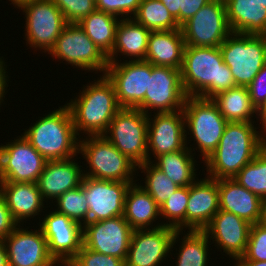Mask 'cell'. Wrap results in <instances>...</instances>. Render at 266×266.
Here are the masks:
<instances>
[{"mask_svg": "<svg viewBox=\"0 0 266 266\" xmlns=\"http://www.w3.org/2000/svg\"><path fill=\"white\" fill-rule=\"evenodd\" d=\"M254 122H228L217 148L204 161L207 176L213 179L233 178L266 146Z\"/></svg>", "mask_w": 266, "mask_h": 266, "instance_id": "obj_1", "label": "cell"}, {"mask_svg": "<svg viewBox=\"0 0 266 266\" xmlns=\"http://www.w3.org/2000/svg\"><path fill=\"white\" fill-rule=\"evenodd\" d=\"M181 81L187 96L205 99L237 86L219 47L185 46Z\"/></svg>", "mask_w": 266, "mask_h": 266, "instance_id": "obj_2", "label": "cell"}, {"mask_svg": "<svg viewBox=\"0 0 266 266\" xmlns=\"http://www.w3.org/2000/svg\"><path fill=\"white\" fill-rule=\"evenodd\" d=\"M85 86L76 99L66 105L70 109L76 134L105 135L110 122L121 109L113 83L106 75ZM79 131V132H78Z\"/></svg>", "mask_w": 266, "mask_h": 266, "instance_id": "obj_3", "label": "cell"}, {"mask_svg": "<svg viewBox=\"0 0 266 266\" xmlns=\"http://www.w3.org/2000/svg\"><path fill=\"white\" fill-rule=\"evenodd\" d=\"M23 134L47 161L74 158L79 150V138L66 104L38 119Z\"/></svg>", "mask_w": 266, "mask_h": 266, "instance_id": "obj_4", "label": "cell"}, {"mask_svg": "<svg viewBox=\"0 0 266 266\" xmlns=\"http://www.w3.org/2000/svg\"><path fill=\"white\" fill-rule=\"evenodd\" d=\"M86 140L79 139L78 154L81 153L86 160L89 171L84 176L99 180L119 182H134L137 166L122 154L106 137L85 136ZM86 172V173H85Z\"/></svg>", "mask_w": 266, "mask_h": 266, "instance_id": "obj_5", "label": "cell"}, {"mask_svg": "<svg viewBox=\"0 0 266 266\" xmlns=\"http://www.w3.org/2000/svg\"><path fill=\"white\" fill-rule=\"evenodd\" d=\"M219 48L237 86L248 87L266 63V35L231 33Z\"/></svg>", "mask_w": 266, "mask_h": 266, "instance_id": "obj_6", "label": "cell"}, {"mask_svg": "<svg viewBox=\"0 0 266 266\" xmlns=\"http://www.w3.org/2000/svg\"><path fill=\"white\" fill-rule=\"evenodd\" d=\"M186 130L196 141V148L205 161L217 148L228 121L218 110L212 99L187 96L183 107Z\"/></svg>", "mask_w": 266, "mask_h": 266, "instance_id": "obj_7", "label": "cell"}, {"mask_svg": "<svg viewBox=\"0 0 266 266\" xmlns=\"http://www.w3.org/2000/svg\"><path fill=\"white\" fill-rule=\"evenodd\" d=\"M103 136L136 166L148 161V115L140 109L121 108Z\"/></svg>", "mask_w": 266, "mask_h": 266, "instance_id": "obj_8", "label": "cell"}, {"mask_svg": "<svg viewBox=\"0 0 266 266\" xmlns=\"http://www.w3.org/2000/svg\"><path fill=\"white\" fill-rule=\"evenodd\" d=\"M25 12V37L30 47L48 52L68 22L52 0H29L20 4Z\"/></svg>", "mask_w": 266, "mask_h": 266, "instance_id": "obj_9", "label": "cell"}, {"mask_svg": "<svg viewBox=\"0 0 266 266\" xmlns=\"http://www.w3.org/2000/svg\"><path fill=\"white\" fill-rule=\"evenodd\" d=\"M48 54L75 68L99 71L103 75L108 66L107 57L77 23L65 26Z\"/></svg>", "mask_w": 266, "mask_h": 266, "instance_id": "obj_10", "label": "cell"}, {"mask_svg": "<svg viewBox=\"0 0 266 266\" xmlns=\"http://www.w3.org/2000/svg\"><path fill=\"white\" fill-rule=\"evenodd\" d=\"M186 46L219 47L232 33L225 2L212 0L182 26Z\"/></svg>", "mask_w": 266, "mask_h": 266, "instance_id": "obj_11", "label": "cell"}, {"mask_svg": "<svg viewBox=\"0 0 266 266\" xmlns=\"http://www.w3.org/2000/svg\"><path fill=\"white\" fill-rule=\"evenodd\" d=\"M12 141L0 145V182L37 183L47 160L23 134Z\"/></svg>", "mask_w": 266, "mask_h": 266, "instance_id": "obj_12", "label": "cell"}, {"mask_svg": "<svg viewBox=\"0 0 266 266\" xmlns=\"http://www.w3.org/2000/svg\"><path fill=\"white\" fill-rule=\"evenodd\" d=\"M186 98L181 81V70L151 64L148 90L144 101L137 109L147 115L150 109L158 113L174 112L183 109Z\"/></svg>", "mask_w": 266, "mask_h": 266, "instance_id": "obj_13", "label": "cell"}, {"mask_svg": "<svg viewBox=\"0 0 266 266\" xmlns=\"http://www.w3.org/2000/svg\"><path fill=\"white\" fill-rule=\"evenodd\" d=\"M105 75L113 83L121 108H137L145 98L151 77V63L145 60H125L108 63Z\"/></svg>", "mask_w": 266, "mask_h": 266, "instance_id": "obj_14", "label": "cell"}, {"mask_svg": "<svg viewBox=\"0 0 266 266\" xmlns=\"http://www.w3.org/2000/svg\"><path fill=\"white\" fill-rule=\"evenodd\" d=\"M180 232L181 230L166 225L155 229L134 230L125 266H159L172 251Z\"/></svg>", "mask_w": 266, "mask_h": 266, "instance_id": "obj_15", "label": "cell"}, {"mask_svg": "<svg viewBox=\"0 0 266 266\" xmlns=\"http://www.w3.org/2000/svg\"><path fill=\"white\" fill-rule=\"evenodd\" d=\"M133 231L124 216L90 222L83 226V246L125 262Z\"/></svg>", "mask_w": 266, "mask_h": 266, "instance_id": "obj_16", "label": "cell"}, {"mask_svg": "<svg viewBox=\"0 0 266 266\" xmlns=\"http://www.w3.org/2000/svg\"><path fill=\"white\" fill-rule=\"evenodd\" d=\"M44 217L39 226L47 240L49 254L60 266H66L83 245V227L56 210Z\"/></svg>", "mask_w": 266, "mask_h": 266, "instance_id": "obj_17", "label": "cell"}, {"mask_svg": "<svg viewBox=\"0 0 266 266\" xmlns=\"http://www.w3.org/2000/svg\"><path fill=\"white\" fill-rule=\"evenodd\" d=\"M130 185L84 176L82 186L89 206V223L123 216L125 195Z\"/></svg>", "mask_w": 266, "mask_h": 266, "instance_id": "obj_18", "label": "cell"}, {"mask_svg": "<svg viewBox=\"0 0 266 266\" xmlns=\"http://www.w3.org/2000/svg\"><path fill=\"white\" fill-rule=\"evenodd\" d=\"M3 239L8 266H57L54 258L49 254L47 240L39 227L38 230L28 231L20 228Z\"/></svg>", "mask_w": 266, "mask_h": 266, "instance_id": "obj_19", "label": "cell"}, {"mask_svg": "<svg viewBox=\"0 0 266 266\" xmlns=\"http://www.w3.org/2000/svg\"><path fill=\"white\" fill-rule=\"evenodd\" d=\"M154 118V119H153ZM148 114V162H152L151 153L156 159L166 153L185 149L186 128L183 110ZM152 151V152H150ZM150 152V153H149Z\"/></svg>", "mask_w": 266, "mask_h": 266, "instance_id": "obj_20", "label": "cell"}, {"mask_svg": "<svg viewBox=\"0 0 266 266\" xmlns=\"http://www.w3.org/2000/svg\"><path fill=\"white\" fill-rule=\"evenodd\" d=\"M251 224L237 215L219 210L203 229L215 246L235 259L242 257L247 249ZM211 235V236H210ZM215 239V240H213Z\"/></svg>", "mask_w": 266, "mask_h": 266, "instance_id": "obj_21", "label": "cell"}, {"mask_svg": "<svg viewBox=\"0 0 266 266\" xmlns=\"http://www.w3.org/2000/svg\"><path fill=\"white\" fill-rule=\"evenodd\" d=\"M219 211L218 180L210 177L196 181L189 186L186 208V229L203 230Z\"/></svg>", "mask_w": 266, "mask_h": 266, "instance_id": "obj_22", "label": "cell"}, {"mask_svg": "<svg viewBox=\"0 0 266 266\" xmlns=\"http://www.w3.org/2000/svg\"><path fill=\"white\" fill-rule=\"evenodd\" d=\"M81 167L72 158L47 161L37 181L44 201L56 200L66 191L81 185L84 178Z\"/></svg>", "mask_w": 266, "mask_h": 266, "instance_id": "obj_23", "label": "cell"}, {"mask_svg": "<svg viewBox=\"0 0 266 266\" xmlns=\"http://www.w3.org/2000/svg\"><path fill=\"white\" fill-rule=\"evenodd\" d=\"M219 210L233 213L249 222L259 223L262 199L233 178L218 179Z\"/></svg>", "mask_w": 266, "mask_h": 266, "instance_id": "obj_24", "label": "cell"}, {"mask_svg": "<svg viewBox=\"0 0 266 266\" xmlns=\"http://www.w3.org/2000/svg\"><path fill=\"white\" fill-rule=\"evenodd\" d=\"M185 46L186 43L181 28L151 31L145 61L154 66L172 67L181 70Z\"/></svg>", "mask_w": 266, "mask_h": 266, "instance_id": "obj_25", "label": "cell"}, {"mask_svg": "<svg viewBox=\"0 0 266 266\" xmlns=\"http://www.w3.org/2000/svg\"><path fill=\"white\" fill-rule=\"evenodd\" d=\"M0 194L19 225L39 215L45 205L37 183L0 182Z\"/></svg>", "mask_w": 266, "mask_h": 266, "instance_id": "obj_26", "label": "cell"}, {"mask_svg": "<svg viewBox=\"0 0 266 266\" xmlns=\"http://www.w3.org/2000/svg\"><path fill=\"white\" fill-rule=\"evenodd\" d=\"M232 33L266 35V8L259 0H226Z\"/></svg>", "mask_w": 266, "mask_h": 266, "instance_id": "obj_27", "label": "cell"}, {"mask_svg": "<svg viewBox=\"0 0 266 266\" xmlns=\"http://www.w3.org/2000/svg\"><path fill=\"white\" fill-rule=\"evenodd\" d=\"M123 216L134 230L155 229L164 225L163 222L153 227V221L160 219V207L141 184L133 183L127 189Z\"/></svg>", "mask_w": 266, "mask_h": 266, "instance_id": "obj_28", "label": "cell"}, {"mask_svg": "<svg viewBox=\"0 0 266 266\" xmlns=\"http://www.w3.org/2000/svg\"><path fill=\"white\" fill-rule=\"evenodd\" d=\"M150 32L133 18H121L116 28L112 53L107 57L108 63L117 62L118 53L133 57V61L145 60Z\"/></svg>", "mask_w": 266, "mask_h": 266, "instance_id": "obj_29", "label": "cell"}, {"mask_svg": "<svg viewBox=\"0 0 266 266\" xmlns=\"http://www.w3.org/2000/svg\"><path fill=\"white\" fill-rule=\"evenodd\" d=\"M228 122H254L257 108L252 104L247 87L236 86L211 98Z\"/></svg>", "mask_w": 266, "mask_h": 266, "instance_id": "obj_30", "label": "cell"}, {"mask_svg": "<svg viewBox=\"0 0 266 266\" xmlns=\"http://www.w3.org/2000/svg\"><path fill=\"white\" fill-rule=\"evenodd\" d=\"M192 148L166 153L153 160V164L161 170L177 186H190L196 180L195 159L193 158Z\"/></svg>", "mask_w": 266, "mask_h": 266, "instance_id": "obj_31", "label": "cell"}, {"mask_svg": "<svg viewBox=\"0 0 266 266\" xmlns=\"http://www.w3.org/2000/svg\"><path fill=\"white\" fill-rule=\"evenodd\" d=\"M120 18L95 10L77 24L84 30L87 36L95 43L100 51L108 57L112 53L115 43L116 28Z\"/></svg>", "mask_w": 266, "mask_h": 266, "instance_id": "obj_32", "label": "cell"}, {"mask_svg": "<svg viewBox=\"0 0 266 266\" xmlns=\"http://www.w3.org/2000/svg\"><path fill=\"white\" fill-rule=\"evenodd\" d=\"M187 232L181 239L176 266H208V251H210L208 248L211 245L208 235L203 230Z\"/></svg>", "mask_w": 266, "mask_h": 266, "instance_id": "obj_33", "label": "cell"}, {"mask_svg": "<svg viewBox=\"0 0 266 266\" xmlns=\"http://www.w3.org/2000/svg\"><path fill=\"white\" fill-rule=\"evenodd\" d=\"M133 19L150 31L181 28L160 0H142Z\"/></svg>", "mask_w": 266, "mask_h": 266, "instance_id": "obj_34", "label": "cell"}, {"mask_svg": "<svg viewBox=\"0 0 266 266\" xmlns=\"http://www.w3.org/2000/svg\"><path fill=\"white\" fill-rule=\"evenodd\" d=\"M233 179L262 200L266 199V146Z\"/></svg>", "mask_w": 266, "mask_h": 266, "instance_id": "obj_35", "label": "cell"}, {"mask_svg": "<svg viewBox=\"0 0 266 266\" xmlns=\"http://www.w3.org/2000/svg\"><path fill=\"white\" fill-rule=\"evenodd\" d=\"M137 167V170L141 168L143 170L141 173L146 174L145 185L141 187L151 195L159 207L179 188L153 162L147 161Z\"/></svg>", "mask_w": 266, "mask_h": 266, "instance_id": "obj_36", "label": "cell"}, {"mask_svg": "<svg viewBox=\"0 0 266 266\" xmlns=\"http://www.w3.org/2000/svg\"><path fill=\"white\" fill-rule=\"evenodd\" d=\"M57 212L68 216L72 221L82 227L89 223V206L85 197L84 188L79 185L77 188L68 190L59 196L56 201Z\"/></svg>", "mask_w": 266, "mask_h": 266, "instance_id": "obj_37", "label": "cell"}, {"mask_svg": "<svg viewBox=\"0 0 266 266\" xmlns=\"http://www.w3.org/2000/svg\"><path fill=\"white\" fill-rule=\"evenodd\" d=\"M188 198L189 186L179 187L174 194L160 206V218L163 217L164 220L168 219L164 225L181 231L186 228Z\"/></svg>", "mask_w": 266, "mask_h": 266, "instance_id": "obj_38", "label": "cell"}, {"mask_svg": "<svg viewBox=\"0 0 266 266\" xmlns=\"http://www.w3.org/2000/svg\"><path fill=\"white\" fill-rule=\"evenodd\" d=\"M68 23H78L96 10L95 0H52Z\"/></svg>", "mask_w": 266, "mask_h": 266, "instance_id": "obj_39", "label": "cell"}, {"mask_svg": "<svg viewBox=\"0 0 266 266\" xmlns=\"http://www.w3.org/2000/svg\"><path fill=\"white\" fill-rule=\"evenodd\" d=\"M66 266H125V262L117 257L90 250L82 245Z\"/></svg>", "mask_w": 266, "mask_h": 266, "instance_id": "obj_40", "label": "cell"}, {"mask_svg": "<svg viewBox=\"0 0 266 266\" xmlns=\"http://www.w3.org/2000/svg\"><path fill=\"white\" fill-rule=\"evenodd\" d=\"M237 260L266 261V227L251 225L246 252Z\"/></svg>", "mask_w": 266, "mask_h": 266, "instance_id": "obj_41", "label": "cell"}, {"mask_svg": "<svg viewBox=\"0 0 266 266\" xmlns=\"http://www.w3.org/2000/svg\"><path fill=\"white\" fill-rule=\"evenodd\" d=\"M142 0H96V10L112 14L120 18H130L137 13ZM130 14V15H129ZM125 15V16H124Z\"/></svg>", "mask_w": 266, "mask_h": 266, "instance_id": "obj_42", "label": "cell"}, {"mask_svg": "<svg viewBox=\"0 0 266 266\" xmlns=\"http://www.w3.org/2000/svg\"><path fill=\"white\" fill-rule=\"evenodd\" d=\"M247 88L252 104L258 108L266 98V63Z\"/></svg>", "mask_w": 266, "mask_h": 266, "instance_id": "obj_43", "label": "cell"}, {"mask_svg": "<svg viewBox=\"0 0 266 266\" xmlns=\"http://www.w3.org/2000/svg\"><path fill=\"white\" fill-rule=\"evenodd\" d=\"M18 225L7 207L4 197L0 194V239H5Z\"/></svg>", "mask_w": 266, "mask_h": 266, "instance_id": "obj_44", "label": "cell"}, {"mask_svg": "<svg viewBox=\"0 0 266 266\" xmlns=\"http://www.w3.org/2000/svg\"><path fill=\"white\" fill-rule=\"evenodd\" d=\"M212 0H179L180 27Z\"/></svg>", "mask_w": 266, "mask_h": 266, "instance_id": "obj_45", "label": "cell"}, {"mask_svg": "<svg viewBox=\"0 0 266 266\" xmlns=\"http://www.w3.org/2000/svg\"><path fill=\"white\" fill-rule=\"evenodd\" d=\"M2 58L3 57L0 58V105L4 101L3 100L5 98L4 95H6L5 91L7 90V87H8L7 82L9 81L7 79V78H9L8 74H6L7 71L5 70L7 65L5 66L4 59H2Z\"/></svg>", "mask_w": 266, "mask_h": 266, "instance_id": "obj_46", "label": "cell"}, {"mask_svg": "<svg viewBox=\"0 0 266 266\" xmlns=\"http://www.w3.org/2000/svg\"><path fill=\"white\" fill-rule=\"evenodd\" d=\"M171 15L176 19L178 25L180 26V7L179 0H160Z\"/></svg>", "mask_w": 266, "mask_h": 266, "instance_id": "obj_47", "label": "cell"}, {"mask_svg": "<svg viewBox=\"0 0 266 266\" xmlns=\"http://www.w3.org/2000/svg\"><path fill=\"white\" fill-rule=\"evenodd\" d=\"M257 116L262 122V128L264 129V131H261V133L264 134V132H266V98L263 103L257 108Z\"/></svg>", "mask_w": 266, "mask_h": 266, "instance_id": "obj_48", "label": "cell"}, {"mask_svg": "<svg viewBox=\"0 0 266 266\" xmlns=\"http://www.w3.org/2000/svg\"><path fill=\"white\" fill-rule=\"evenodd\" d=\"M237 266H266V261L236 260Z\"/></svg>", "mask_w": 266, "mask_h": 266, "instance_id": "obj_49", "label": "cell"}, {"mask_svg": "<svg viewBox=\"0 0 266 266\" xmlns=\"http://www.w3.org/2000/svg\"><path fill=\"white\" fill-rule=\"evenodd\" d=\"M0 266H8L6 248L3 239H0Z\"/></svg>", "mask_w": 266, "mask_h": 266, "instance_id": "obj_50", "label": "cell"}, {"mask_svg": "<svg viewBox=\"0 0 266 266\" xmlns=\"http://www.w3.org/2000/svg\"><path fill=\"white\" fill-rule=\"evenodd\" d=\"M259 224H261L264 227H266V199L262 200L261 216H260Z\"/></svg>", "mask_w": 266, "mask_h": 266, "instance_id": "obj_51", "label": "cell"}, {"mask_svg": "<svg viewBox=\"0 0 266 266\" xmlns=\"http://www.w3.org/2000/svg\"><path fill=\"white\" fill-rule=\"evenodd\" d=\"M11 1V4H13L14 7H18L20 4H22L23 2L29 1V0H9Z\"/></svg>", "mask_w": 266, "mask_h": 266, "instance_id": "obj_52", "label": "cell"}, {"mask_svg": "<svg viewBox=\"0 0 266 266\" xmlns=\"http://www.w3.org/2000/svg\"><path fill=\"white\" fill-rule=\"evenodd\" d=\"M260 4L266 8V0H259Z\"/></svg>", "mask_w": 266, "mask_h": 266, "instance_id": "obj_53", "label": "cell"}]
</instances>
